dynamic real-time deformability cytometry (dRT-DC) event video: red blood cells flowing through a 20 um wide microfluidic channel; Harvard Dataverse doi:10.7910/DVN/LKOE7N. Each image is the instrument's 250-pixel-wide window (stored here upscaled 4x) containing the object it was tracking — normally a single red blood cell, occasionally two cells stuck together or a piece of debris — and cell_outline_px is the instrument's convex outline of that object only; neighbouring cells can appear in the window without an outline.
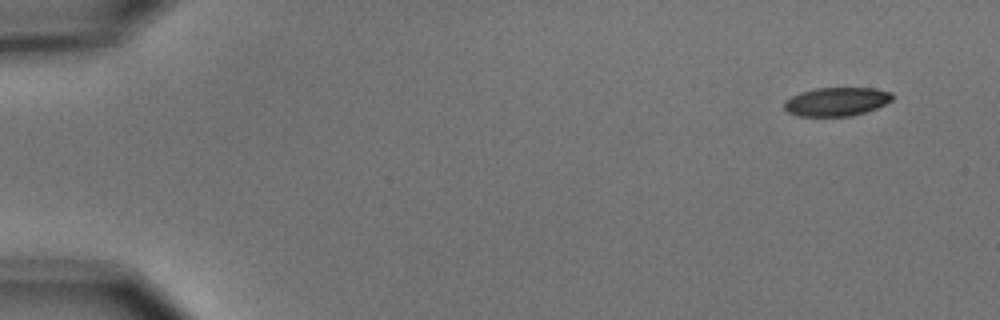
{"species": "common noctule bat (a hibernating species)", "species_latin": "Nyctalus noctula", "temperature_condition": "cold", "stored_images_in_passage": 3, "camera_frame_rate_fps": 3000, "um_per_image_px": 0.085, "animal": {"sex": "male", "body_mass_g": 15.6}, "frame": {"image": 1, "passage_image": 1, "time_ms": 0.0, "image_size_px": [1000, 320], "cell_outline_px": [[892, 100], [876, 108], [852, 116], [800, 116], [788, 112], [784, 108], [784, 100], [800, 92], [816, 88], [872, 88], [892, 92]], "centroid_in_image_um": [71.08, 8.64], "position_along_channel_um": 13.9, "area_um2": 17.98}}